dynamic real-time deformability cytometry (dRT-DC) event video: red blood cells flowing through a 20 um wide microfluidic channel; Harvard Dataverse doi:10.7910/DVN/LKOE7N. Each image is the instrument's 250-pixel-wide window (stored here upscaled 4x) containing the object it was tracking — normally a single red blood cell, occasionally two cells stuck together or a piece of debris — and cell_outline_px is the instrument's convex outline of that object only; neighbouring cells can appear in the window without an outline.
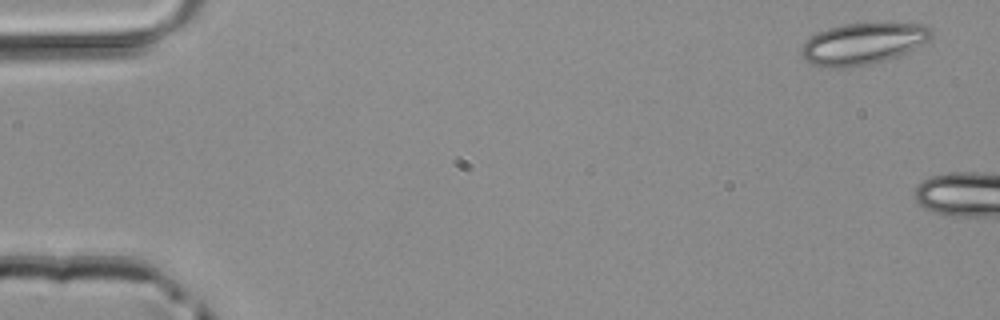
{"species": "common noctule bat (a hibernating species)", "species_latin": "Nyctalus noctula", "temperature_condition": "room temperature", "stored_images_in_passage": 6, "camera_frame_rate_fps": 3000, "um_per_image_px": 0.085, "animal": {"sex": "male", "body_mass_g": 20.4}, "frame": {"image": 1, "passage_image": 1, "time_ms": 0.0, "image_size_px": [1000, 320], "cell_outline_px": [[932, 36], [928, 40], [908, 52], [884, 60], [868, 64], [848, 68], [832, 68], [812, 64], [804, 60], [800, 52], [800, 48], [812, 36], [828, 28], [844, 24], [924, 24], [932, 32]], "centroid_in_image_um": [73.31, 3.73], "position_along_channel_um": 11.7, "area_um2": 30.92}}